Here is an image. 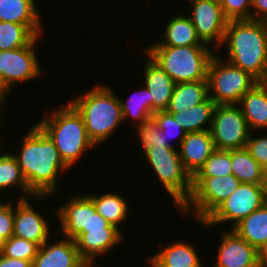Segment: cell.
<instances>
[{"instance_id": "7c38bea8", "label": "cell", "mask_w": 267, "mask_h": 267, "mask_svg": "<svg viewBox=\"0 0 267 267\" xmlns=\"http://www.w3.org/2000/svg\"><path fill=\"white\" fill-rule=\"evenodd\" d=\"M39 37L36 36L27 46L0 51V85L7 94L19 82H28L41 76L42 68L35 49Z\"/></svg>"}, {"instance_id": "7a4b0ae2", "label": "cell", "mask_w": 267, "mask_h": 267, "mask_svg": "<svg viewBox=\"0 0 267 267\" xmlns=\"http://www.w3.org/2000/svg\"><path fill=\"white\" fill-rule=\"evenodd\" d=\"M223 45L228 49L225 61L267 82V28L262 21H228Z\"/></svg>"}, {"instance_id": "5b68a950", "label": "cell", "mask_w": 267, "mask_h": 267, "mask_svg": "<svg viewBox=\"0 0 267 267\" xmlns=\"http://www.w3.org/2000/svg\"><path fill=\"white\" fill-rule=\"evenodd\" d=\"M144 51L175 83L207 80L208 65L214 56L209 46L147 47Z\"/></svg>"}, {"instance_id": "d4e9b609", "label": "cell", "mask_w": 267, "mask_h": 267, "mask_svg": "<svg viewBox=\"0 0 267 267\" xmlns=\"http://www.w3.org/2000/svg\"><path fill=\"white\" fill-rule=\"evenodd\" d=\"M216 104L208 97L204 102L182 112H168L187 133L210 130ZM207 125V127H206Z\"/></svg>"}, {"instance_id": "484cf974", "label": "cell", "mask_w": 267, "mask_h": 267, "mask_svg": "<svg viewBox=\"0 0 267 267\" xmlns=\"http://www.w3.org/2000/svg\"><path fill=\"white\" fill-rule=\"evenodd\" d=\"M232 230L258 251L267 241V202L242 219Z\"/></svg>"}, {"instance_id": "bcb514c9", "label": "cell", "mask_w": 267, "mask_h": 267, "mask_svg": "<svg viewBox=\"0 0 267 267\" xmlns=\"http://www.w3.org/2000/svg\"><path fill=\"white\" fill-rule=\"evenodd\" d=\"M265 188H266V197H267V172H266V178H265Z\"/></svg>"}, {"instance_id": "8992f818", "label": "cell", "mask_w": 267, "mask_h": 267, "mask_svg": "<svg viewBox=\"0 0 267 267\" xmlns=\"http://www.w3.org/2000/svg\"><path fill=\"white\" fill-rule=\"evenodd\" d=\"M146 160L164 189L181 208L192 193V176L185 169L175 147H150L144 151Z\"/></svg>"}, {"instance_id": "44dd1931", "label": "cell", "mask_w": 267, "mask_h": 267, "mask_svg": "<svg viewBox=\"0 0 267 267\" xmlns=\"http://www.w3.org/2000/svg\"><path fill=\"white\" fill-rule=\"evenodd\" d=\"M35 0H0V21L25 25L35 36L42 35V23Z\"/></svg>"}, {"instance_id": "ab89813d", "label": "cell", "mask_w": 267, "mask_h": 267, "mask_svg": "<svg viewBox=\"0 0 267 267\" xmlns=\"http://www.w3.org/2000/svg\"><path fill=\"white\" fill-rule=\"evenodd\" d=\"M0 267H32V261L0 255Z\"/></svg>"}, {"instance_id": "2e32d148", "label": "cell", "mask_w": 267, "mask_h": 267, "mask_svg": "<svg viewBox=\"0 0 267 267\" xmlns=\"http://www.w3.org/2000/svg\"><path fill=\"white\" fill-rule=\"evenodd\" d=\"M63 238L65 240H58L52 245L46 241L40 246L32 267H94L81 258L73 239Z\"/></svg>"}, {"instance_id": "8d00e7d4", "label": "cell", "mask_w": 267, "mask_h": 267, "mask_svg": "<svg viewBox=\"0 0 267 267\" xmlns=\"http://www.w3.org/2000/svg\"><path fill=\"white\" fill-rule=\"evenodd\" d=\"M250 133L249 139L246 142L245 149L249 154L260 164L262 169L267 172V136L253 137Z\"/></svg>"}, {"instance_id": "4fadbf2b", "label": "cell", "mask_w": 267, "mask_h": 267, "mask_svg": "<svg viewBox=\"0 0 267 267\" xmlns=\"http://www.w3.org/2000/svg\"><path fill=\"white\" fill-rule=\"evenodd\" d=\"M192 5L189 18L196 29L200 40L206 44H214L216 50L222 48L228 20L223 14L220 1L187 0Z\"/></svg>"}, {"instance_id": "f6af8a7d", "label": "cell", "mask_w": 267, "mask_h": 267, "mask_svg": "<svg viewBox=\"0 0 267 267\" xmlns=\"http://www.w3.org/2000/svg\"><path fill=\"white\" fill-rule=\"evenodd\" d=\"M262 22L265 25V27L267 28V16L262 20Z\"/></svg>"}, {"instance_id": "cb8c5ba5", "label": "cell", "mask_w": 267, "mask_h": 267, "mask_svg": "<svg viewBox=\"0 0 267 267\" xmlns=\"http://www.w3.org/2000/svg\"><path fill=\"white\" fill-rule=\"evenodd\" d=\"M209 97L207 80L176 83L167 112H182L204 102Z\"/></svg>"}, {"instance_id": "f1b7e54d", "label": "cell", "mask_w": 267, "mask_h": 267, "mask_svg": "<svg viewBox=\"0 0 267 267\" xmlns=\"http://www.w3.org/2000/svg\"><path fill=\"white\" fill-rule=\"evenodd\" d=\"M94 203L98 214L103 216L108 222L120 229L119 223L128 215L129 206L120 194L107 192L102 195H87Z\"/></svg>"}, {"instance_id": "7402d4cb", "label": "cell", "mask_w": 267, "mask_h": 267, "mask_svg": "<svg viewBox=\"0 0 267 267\" xmlns=\"http://www.w3.org/2000/svg\"><path fill=\"white\" fill-rule=\"evenodd\" d=\"M165 28L164 39L148 47L208 46L200 40L190 18L186 15L173 16Z\"/></svg>"}, {"instance_id": "f546056e", "label": "cell", "mask_w": 267, "mask_h": 267, "mask_svg": "<svg viewBox=\"0 0 267 267\" xmlns=\"http://www.w3.org/2000/svg\"><path fill=\"white\" fill-rule=\"evenodd\" d=\"M151 93L144 85L143 88L135 91L127 102L120 99L123 121L126 119L136 120L140 125L145 120L153 116V100L150 99ZM130 115V116H129Z\"/></svg>"}, {"instance_id": "30bf717a", "label": "cell", "mask_w": 267, "mask_h": 267, "mask_svg": "<svg viewBox=\"0 0 267 267\" xmlns=\"http://www.w3.org/2000/svg\"><path fill=\"white\" fill-rule=\"evenodd\" d=\"M267 202L266 188L262 184L240 183L235 191L223 201L200 225L209 226L231 221V229L242 219L258 210Z\"/></svg>"}, {"instance_id": "60d3db41", "label": "cell", "mask_w": 267, "mask_h": 267, "mask_svg": "<svg viewBox=\"0 0 267 267\" xmlns=\"http://www.w3.org/2000/svg\"><path fill=\"white\" fill-rule=\"evenodd\" d=\"M258 262L260 267H267V241L258 249Z\"/></svg>"}, {"instance_id": "e0dca14e", "label": "cell", "mask_w": 267, "mask_h": 267, "mask_svg": "<svg viewBox=\"0 0 267 267\" xmlns=\"http://www.w3.org/2000/svg\"><path fill=\"white\" fill-rule=\"evenodd\" d=\"M179 148L181 161L192 177L215 150L210 130L187 133Z\"/></svg>"}, {"instance_id": "603a6c76", "label": "cell", "mask_w": 267, "mask_h": 267, "mask_svg": "<svg viewBox=\"0 0 267 267\" xmlns=\"http://www.w3.org/2000/svg\"><path fill=\"white\" fill-rule=\"evenodd\" d=\"M148 261L153 267H202L195 248L185 241L169 243Z\"/></svg>"}, {"instance_id": "8fae6325", "label": "cell", "mask_w": 267, "mask_h": 267, "mask_svg": "<svg viewBox=\"0 0 267 267\" xmlns=\"http://www.w3.org/2000/svg\"><path fill=\"white\" fill-rule=\"evenodd\" d=\"M215 149L245 148L251 130L237 104L216 105L210 128Z\"/></svg>"}, {"instance_id": "d6986e66", "label": "cell", "mask_w": 267, "mask_h": 267, "mask_svg": "<svg viewBox=\"0 0 267 267\" xmlns=\"http://www.w3.org/2000/svg\"><path fill=\"white\" fill-rule=\"evenodd\" d=\"M60 230L64 237L74 239L83 228H87L89 221V197L77 195L71 198L65 205H61L58 211Z\"/></svg>"}, {"instance_id": "74e56055", "label": "cell", "mask_w": 267, "mask_h": 267, "mask_svg": "<svg viewBox=\"0 0 267 267\" xmlns=\"http://www.w3.org/2000/svg\"><path fill=\"white\" fill-rule=\"evenodd\" d=\"M14 207L12 202L5 204L0 201V236L5 240L13 236Z\"/></svg>"}, {"instance_id": "52a82bcc", "label": "cell", "mask_w": 267, "mask_h": 267, "mask_svg": "<svg viewBox=\"0 0 267 267\" xmlns=\"http://www.w3.org/2000/svg\"><path fill=\"white\" fill-rule=\"evenodd\" d=\"M221 60L214 54L208 65L209 97L216 105L238 104L258 81L248 72Z\"/></svg>"}, {"instance_id": "836d02e7", "label": "cell", "mask_w": 267, "mask_h": 267, "mask_svg": "<svg viewBox=\"0 0 267 267\" xmlns=\"http://www.w3.org/2000/svg\"><path fill=\"white\" fill-rule=\"evenodd\" d=\"M39 248L40 246L37 243L11 236L8 240H5L2 255L33 262Z\"/></svg>"}, {"instance_id": "ee69618b", "label": "cell", "mask_w": 267, "mask_h": 267, "mask_svg": "<svg viewBox=\"0 0 267 267\" xmlns=\"http://www.w3.org/2000/svg\"><path fill=\"white\" fill-rule=\"evenodd\" d=\"M4 101H6L5 99H0V109L3 107L2 105H4L5 104V102ZM2 116H1V113H0V124H1V122H2V118H1ZM1 126V125H0Z\"/></svg>"}, {"instance_id": "9c48e42d", "label": "cell", "mask_w": 267, "mask_h": 267, "mask_svg": "<svg viewBox=\"0 0 267 267\" xmlns=\"http://www.w3.org/2000/svg\"><path fill=\"white\" fill-rule=\"evenodd\" d=\"M97 213L93 201L89 198V221L87 228L73 239L81 258L87 264H95L96 256L107 255L123 239V233Z\"/></svg>"}, {"instance_id": "6da1fadb", "label": "cell", "mask_w": 267, "mask_h": 267, "mask_svg": "<svg viewBox=\"0 0 267 267\" xmlns=\"http://www.w3.org/2000/svg\"><path fill=\"white\" fill-rule=\"evenodd\" d=\"M14 154L29 189L36 196H54L60 172L70 169L50 137L36 124L28 130Z\"/></svg>"}, {"instance_id": "d590c367", "label": "cell", "mask_w": 267, "mask_h": 267, "mask_svg": "<svg viewBox=\"0 0 267 267\" xmlns=\"http://www.w3.org/2000/svg\"><path fill=\"white\" fill-rule=\"evenodd\" d=\"M252 0H221L220 5L228 21L251 19Z\"/></svg>"}, {"instance_id": "83f0119b", "label": "cell", "mask_w": 267, "mask_h": 267, "mask_svg": "<svg viewBox=\"0 0 267 267\" xmlns=\"http://www.w3.org/2000/svg\"><path fill=\"white\" fill-rule=\"evenodd\" d=\"M17 186L21 190L23 197L20 199H27L32 197L42 198L46 196H36L30 189L23 177L21 169L18 165L17 159L13 154L2 153L0 155V191L10 189V187Z\"/></svg>"}, {"instance_id": "1f68e13d", "label": "cell", "mask_w": 267, "mask_h": 267, "mask_svg": "<svg viewBox=\"0 0 267 267\" xmlns=\"http://www.w3.org/2000/svg\"><path fill=\"white\" fill-rule=\"evenodd\" d=\"M231 150L215 149L193 177L232 175Z\"/></svg>"}, {"instance_id": "ffe728a7", "label": "cell", "mask_w": 267, "mask_h": 267, "mask_svg": "<svg viewBox=\"0 0 267 267\" xmlns=\"http://www.w3.org/2000/svg\"><path fill=\"white\" fill-rule=\"evenodd\" d=\"M237 105L251 131L267 129V82H257Z\"/></svg>"}, {"instance_id": "9a60e30c", "label": "cell", "mask_w": 267, "mask_h": 267, "mask_svg": "<svg viewBox=\"0 0 267 267\" xmlns=\"http://www.w3.org/2000/svg\"><path fill=\"white\" fill-rule=\"evenodd\" d=\"M14 210L13 236L26 239L42 246L48 241V222L32 207L27 199H18Z\"/></svg>"}, {"instance_id": "ba28073f", "label": "cell", "mask_w": 267, "mask_h": 267, "mask_svg": "<svg viewBox=\"0 0 267 267\" xmlns=\"http://www.w3.org/2000/svg\"><path fill=\"white\" fill-rule=\"evenodd\" d=\"M240 183L233 174L218 177H192L191 196L178 210L187 212V215L194 212L200 224L235 191Z\"/></svg>"}, {"instance_id": "3957f363", "label": "cell", "mask_w": 267, "mask_h": 267, "mask_svg": "<svg viewBox=\"0 0 267 267\" xmlns=\"http://www.w3.org/2000/svg\"><path fill=\"white\" fill-rule=\"evenodd\" d=\"M111 89L98 84L70 101L82 115L87 135L95 146L108 141L124 122L120 98Z\"/></svg>"}, {"instance_id": "4dcf8cb0", "label": "cell", "mask_w": 267, "mask_h": 267, "mask_svg": "<svg viewBox=\"0 0 267 267\" xmlns=\"http://www.w3.org/2000/svg\"><path fill=\"white\" fill-rule=\"evenodd\" d=\"M35 37L25 25L0 21V51L27 46Z\"/></svg>"}, {"instance_id": "7bdbcfd3", "label": "cell", "mask_w": 267, "mask_h": 267, "mask_svg": "<svg viewBox=\"0 0 267 267\" xmlns=\"http://www.w3.org/2000/svg\"><path fill=\"white\" fill-rule=\"evenodd\" d=\"M4 244H5V239L0 236V255L3 252Z\"/></svg>"}, {"instance_id": "e575fe53", "label": "cell", "mask_w": 267, "mask_h": 267, "mask_svg": "<svg viewBox=\"0 0 267 267\" xmlns=\"http://www.w3.org/2000/svg\"><path fill=\"white\" fill-rule=\"evenodd\" d=\"M153 117L158 123L159 129L162 130V133L165 135L167 145L169 147H174L173 144L170 143L171 140H168V138L170 139L176 136L178 139L177 140L179 144L178 146H180L182 140L186 137L187 132L184 131L179 124H177V122L173 118V115L164 110V111H156L153 114Z\"/></svg>"}, {"instance_id": "ac0fdd59", "label": "cell", "mask_w": 267, "mask_h": 267, "mask_svg": "<svg viewBox=\"0 0 267 267\" xmlns=\"http://www.w3.org/2000/svg\"><path fill=\"white\" fill-rule=\"evenodd\" d=\"M144 67V85L150 91L153 100V114L168 108L176 83L150 57Z\"/></svg>"}, {"instance_id": "5bb4252c", "label": "cell", "mask_w": 267, "mask_h": 267, "mask_svg": "<svg viewBox=\"0 0 267 267\" xmlns=\"http://www.w3.org/2000/svg\"><path fill=\"white\" fill-rule=\"evenodd\" d=\"M214 267H260L258 251L234 230H225Z\"/></svg>"}, {"instance_id": "277c9868", "label": "cell", "mask_w": 267, "mask_h": 267, "mask_svg": "<svg viewBox=\"0 0 267 267\" xmlns=\"http://www.w3.org/2000/svg\"><path fill=\"white\" fill-rule=\"evenodd\" d=\"M45 115L37 125L54 142L64 163L72 168L86 150L95 147L87 135L82 115L70 102Z\"/></svg>"}, {"instance_id": "4316f807", "label": "cell", "mask_w": 267, "mask_h": 267, "mask_svg": "<svg viewBox=\"0 0 267 267\" xmlns=\"http://www.w3.org/2000/svg\"><path fill=\"white\" fill-rule=\"evenodd\" d=\"M231 167L241 183L265 185L266 172L245 148L231 150Z\"/></svg>"}, {"instance_id": "d6a6232c", "label": "cell", "mask_w": 267, "mask_h": 267, "mask_svg": "<svg viewBox=\"0 0 267 267\" xmlns=\"http://www.w3.org/2000/svg\"><path fill=\"white\" fill-rule=\"evenodd\" d=\"M136 127L137 138L142 144L143 151L150 147H169L165 135L159 129L158 123L153 116Z\"/></svg>"}, {"instance_id": "b9f144b4", "label": "cell", "mask_w": 267, "mask_h": 267, "mask_svg": "<svg viewBox=\"0 0 267 267\" xmlns=\"http://www.w3.org/2000/svg\"><path fill=\"white\" fill-rule=\"evenodd\" d=\"M8 94L4 91V89L0 85V99H7Z\"/></svg>"}, {"instance_id": "f35d334b", "label": "cell", "mask_w": 267, "mask_h": 267, "mask_svg": "<svg viewBox=\"0 0 267 267\" xmlns=\"http://www.w3.org/2000/svg\"><path fill=\"white\" fill-rule=\"evenodd\" d=\"M251 10V20L262 21L267 16V0H252Z\"/></svg>"}]
</instances>
